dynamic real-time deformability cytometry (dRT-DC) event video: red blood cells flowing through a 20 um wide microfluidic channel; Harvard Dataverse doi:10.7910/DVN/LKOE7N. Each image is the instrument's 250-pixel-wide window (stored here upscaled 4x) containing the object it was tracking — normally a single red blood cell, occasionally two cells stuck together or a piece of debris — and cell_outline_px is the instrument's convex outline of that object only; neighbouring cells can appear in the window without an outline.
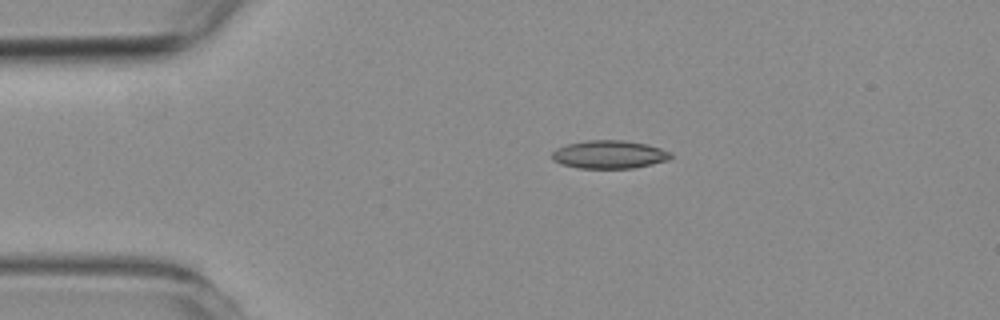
{"species": "common noctule bat (a hibernating species)", "species_latin": "Nyctalus noctula", "temperature_condition": "room temperature", "stored_images_in_passage": 47, "camera_frame_rate_fps": 3000, "um_per_image_px": 0.085, "animal": {"sex": "female", "body_mass_g": 19.3, "forearm_length_mm": 54.1}, "frame": {"image": 1, "passage_image": 1, "time_ms": 0.0, "image_size_px": [1000, 320], "cell_outline_px": [[672, 156], [668, 160], [652, 164], [632, 168], [580, 168], [564, 164], [552, 160], [552, 152], [556, 148], [568, 144], [588, 140], [624, 140], [648, 144], [672, 152]], "centroid_in_image_um": [51.81, 13.12], "position_along_channel_um": 33.2, "area_um2": 19.42}}
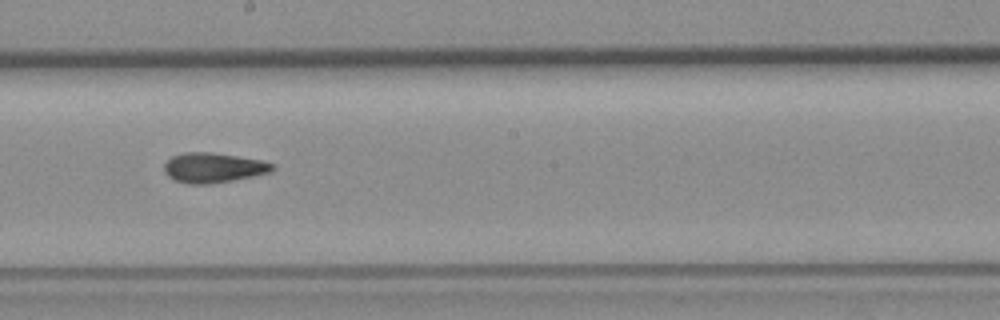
{"frame": {"image": 2, "passage_image": 21, "time_ms": 6.667, "image_size_px": [1000, 320], "cell_outline_px": [[276, 168], [272, 172], [232, 180], [208, 184], [188, 184], [176, 180], [168, 176], [164, 172], [164, 164], [172, 156], [184, 152], [212, 152], [260, 160], [272, 164]], "centroid_in_image_um": [18.11, 14.25], "position_along_channel_um": 230.1, "area_um2": 18.73}}
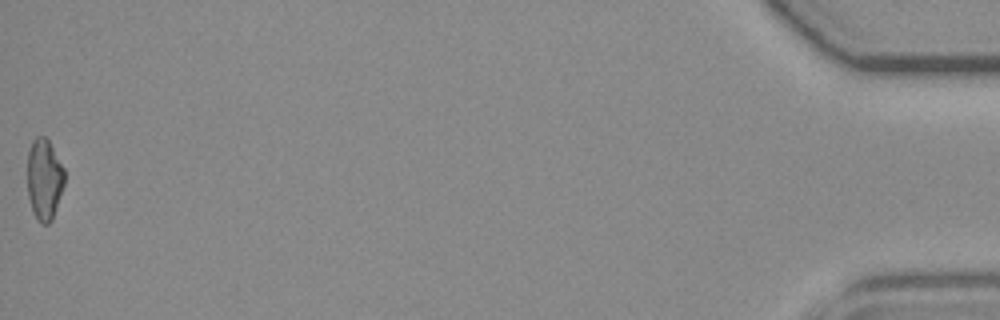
{"frame": {"image": 3, "passage_image": 47, "time_ms": 15.333, "image_size_px": [1000, 320], "cell_outline_px": [[64, 184], [52, 220], [48, 224], [40, 224], [36, 220], [32, 212], [28, 196], [28, 152], [32, 140], [36, 136], [44, 136], [48, 140], [64, 168]], "centroid_in_image_um": [3.75, 15.27], "position_along_channel_um": 431.5, "area_um2": 17.57}, "authors_computed_cell_mechanics": {"area_um2": 18.4382, "velocity_mm_per_s": 3.5602, "shape_relaxation_time_tau1_ms": null, "shape_relaxation_time_tau2_ms": 3.5986, "deformation_change_tau1": null, "deformation_change_tau2": 0.106}}